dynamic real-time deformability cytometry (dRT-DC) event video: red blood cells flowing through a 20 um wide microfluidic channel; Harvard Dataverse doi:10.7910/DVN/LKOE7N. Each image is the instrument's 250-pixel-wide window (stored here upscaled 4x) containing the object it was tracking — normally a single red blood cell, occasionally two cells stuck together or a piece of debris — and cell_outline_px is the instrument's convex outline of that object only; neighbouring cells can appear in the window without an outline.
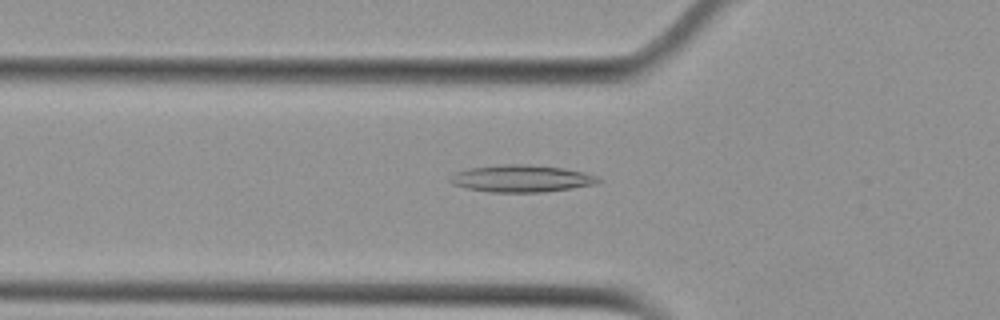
{"species": "Egyptian fruit bat (a non-hibernating species)", "species_latin": "Rousettus aegyptiacus", "temperature_condition": "cold", "stored_images_in_passage": 51, "camera_frame_rate_fps": 3000, "um_per_image_px": 0.085, "animal": {"sex": "female"}, "frame": {"image": 1, "passage_image": 16, "time_ms": 5.0, "image_size_px": [1000, 320], "cell_outline_px": [[600, 180], [596, 184], [572, 188], [540, 192], [492, 192], [468, 188], [452, 184], [448, 180], [456, 172], [468, 168], [504, 164], [524, 164], [564, 168], [584, 172], [600, 176]], "centroid_in_image_um": [44.35, 15.17], "position_along_channel_um": 81.5, "area_um2": 23.29}}
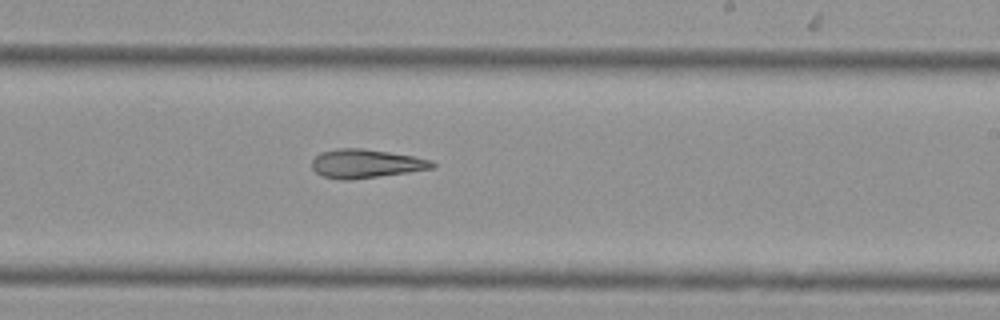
{"frame": {"image": 2, "passage_image": 30, "time_ms": 9.667, "image_size_px": [1000, 320], "cell_outline_px": [[436, 168], [408, 172], [348, 180], [340, 180], [324, 176], [316, 172], [312, 168], [312, 160], [320, 152], [336, 148], [364, 148], [412, 156], [432, 160], [436, 164]], "centroid_in_image_um": [31.1, 13.9], "position_along_channel_um": 257.9, "area_um2": 20.11}}
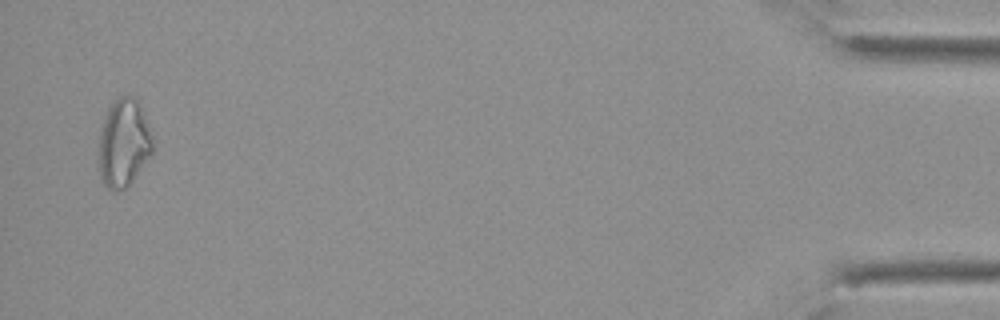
{"frame": {"image": 3, "passage_image": 50, "time_ms": 16.333, "image_size_px": [1000, 320], "cell_outline_px": [[152, 152], [128, 188], [116, 192], [112, 192], [104, 184], [100, 176], [100, 132], [104, 116], [108, 108], [120, 96], [136, 96], [152, 136]], "centroid_in_image_um": [10.51, 12.19], "position_along_channel_um": 424.7, "area_um2": 27.4}, "authors_computed_cell_mechanics": {"area_um2": 22.8888, "velocity_mm_per_s": 3.7786, "shape_relaxation_time_tau1_ms": null, "shape_relaxation_time_tau2_ms": 9.4195, "deformation_change_tau1": null, "deformation_change_tau2": 0.2527}}